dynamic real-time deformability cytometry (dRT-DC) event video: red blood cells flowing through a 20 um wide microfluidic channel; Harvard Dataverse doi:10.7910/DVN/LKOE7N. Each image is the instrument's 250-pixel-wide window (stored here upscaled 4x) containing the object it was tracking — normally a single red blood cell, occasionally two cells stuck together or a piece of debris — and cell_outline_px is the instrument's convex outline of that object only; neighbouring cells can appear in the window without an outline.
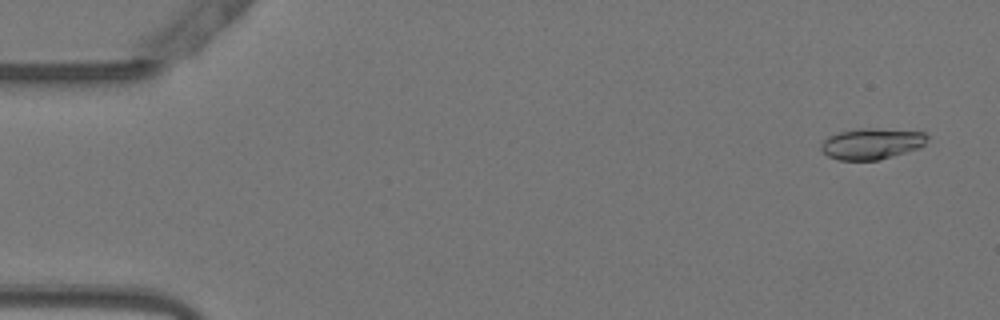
{"species": "Egyptian fruit bat (a non-hibernating species)", "species_latin": "Rousettus aegyptiacus", "temperature_condition": "warm", "stored_images_in_passage": 54, "camera_frame_rate_fps": 3000, "um_per_image_px": 0.085, "animal": {"sex": "female"}, "frame": {"image": 1, "passage_image": 3, "time_ms": 0.667, "image_size_px": [1000, 320], "cell_outline_px": [[928, 136], [924, 144], [920, 148], [880, 160], [840, 160], [828, 156], [820, 148], [820, 144], [828, 136], [840, 132], [856, 128], [876, 128], [924, 132]], "centroid_in_image_um": [74.09, 12.21], "position_along_channel_um": 10.9, "area_um2": 19.31}}
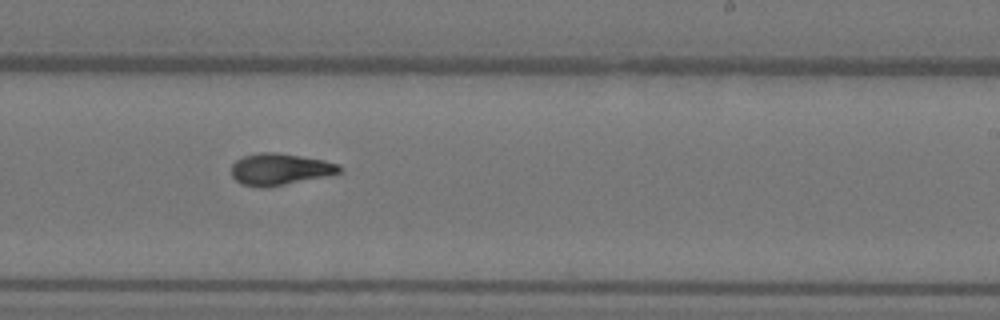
{"frame": {"image": 2, "passage_image": 33, "time_ms": 10.667, "image_size_px": [1000, 320], "cell_outline_px": [[344, 168], [340, 172], [328, 176], [264, 188], [240, 184], [232, 176], [232, 164], [236, 160], [244, 156], [260, 152], [276, 152], [324, 160], [340, 164]], "centroid_in_image_um": [23.81, 14.38], "position_along_channel_um": 265.2, "area_um2": 20.0}}
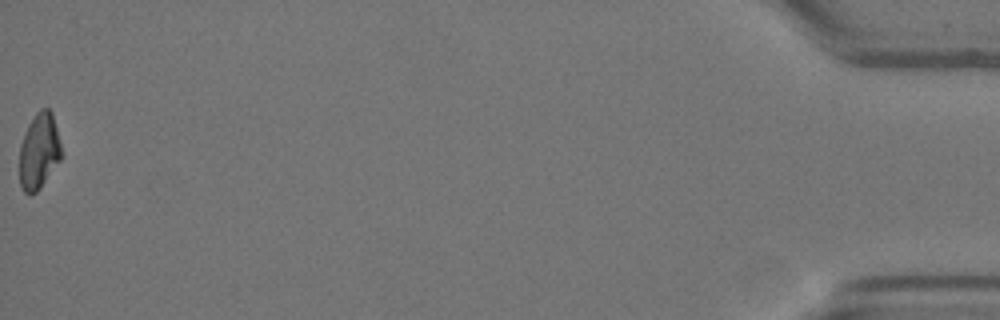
{"frame": {"image": 3, "passage_image": 54, "time_ms": 17.667, "image_size_px": [1000, 320], "cell_outline_px": [[60, 160], [40, 188], [36, 192], [24, 192], [20, 184], [20, 144], [24, 132], [28, 124], [36, 112], [40, 108], [48, 108], [52, 112], [60, 144]], "centroid_in_image_um": [3.3, 12.81], "position_along_channel_um": 431.9, "area_um2": 18.21}, "authors_computed_cell_mechanics": {"area_um2": 19.3341, "velocity_mm_per_s": 3.8147, "shape_relaxation_time_tau1_ms": 7.4084, "shape_relaxation_time_tau2_ms": 2.6982, "deformation_change_tau1": 0.2304, "deformation_change_tau2": 0.0791}}